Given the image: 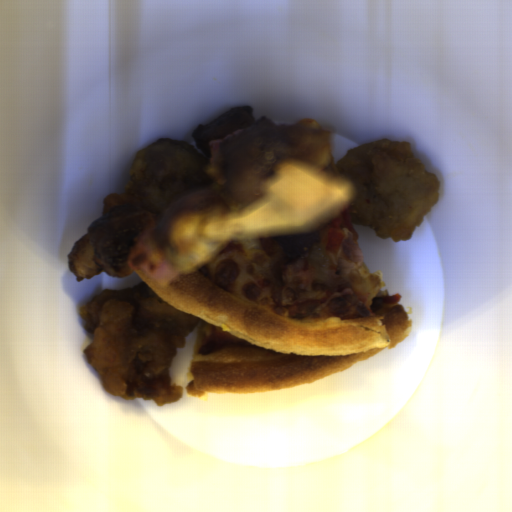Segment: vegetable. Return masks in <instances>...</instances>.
Segmentation results:
<instances>
[{
  "instance_id": "1",
  "label": "vegetable",
  "mask_w": 512,
  "mask_h": 512,
  "mask_svg": "<svg viewBox=\"0 0 512 512\" xmlns=\"http://www.w3.org/2000/svg\"><path fill=\"white\" fill-rule=\"evenodd\" d=\"M150 220L149 210L128 204L114 207L105 216L89 222L86 231L95 264L109 277L133 274L128 255L137 235Z\"/></svg>"
},
{
  "instance_id": "3",
  "label": "vegetable",
  "mask_w": 512,
  "mask_h": 512,
  "mask_svg": "<svg viewBox=\"0 0 512 512\" xmlns=\"http://www.w3.org/2000/svg\"><path fill=\"white\" fill-rule=\"evenodd\" d=\"M205 191H211V192L215 193L216 195L222 197L224 203H226L227 201L230 200L227 195V192H226L225 184L212 182V184Z\"/></svg>"
},
{
  "instance_id": "2",
  "label": "vegetable",
  "mask_w": 512,
  "mask_h": 512,
  "mask_svg": "<svg viewBox=\"0 0 512 512\" xmlns=\"http://www.w3.org/2000/svg\"><path fill=\"white\" fill-rule=\"evenodd\" d=\"M246 129L247 128H241L239 130L232 132L231 134H227L222 139H216L208 143L210 161H215L216 159H218L222 148L236 141L246 131Z\"/></svg>"
}]
</instances>
